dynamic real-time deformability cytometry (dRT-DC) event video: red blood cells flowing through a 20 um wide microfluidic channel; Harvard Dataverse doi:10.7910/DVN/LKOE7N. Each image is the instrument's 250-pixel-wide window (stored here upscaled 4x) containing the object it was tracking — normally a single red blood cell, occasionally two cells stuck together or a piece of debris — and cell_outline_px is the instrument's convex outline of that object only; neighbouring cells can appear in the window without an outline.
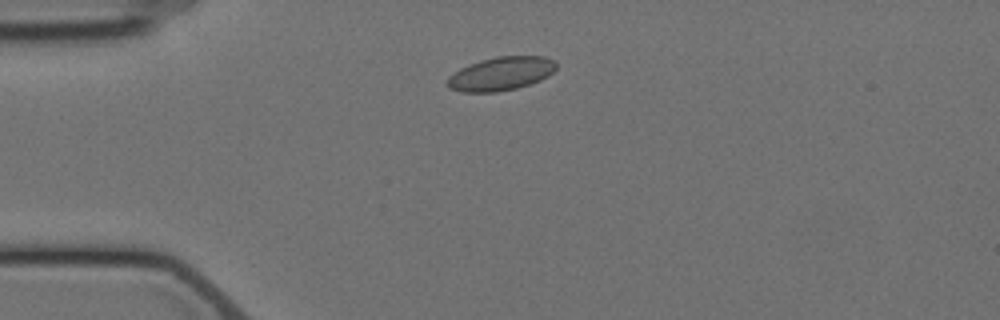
{"species": "Egyptian fruit bat (a non-hibernating species)", "species_latin": "Rousettus aegyptiacus", "temperature_condition": "cold", "stored_images_in_passage": 3, "camera_frame_rate_fps": 3000, "um_per_image_px": 0.085, "animal": {"sex": "female"}, "frame": {"image": 1, "passage_image": 3, "time_ms": 2.333, "image_size_px": [1000, 320], "cell_outline_px": [[556, 68], [548, 76], [540, 80], [516, 88], [496, 92], [460, 92], [448, 88], [444, 84], [448, 76], [460, 68], [480, 60], [496, 56], [544, 56], [556, 60]], "centroid_in_image_um": [42.54, 6.26], "position_along_channel_um": 42.5, "area_um2": 21.5}}